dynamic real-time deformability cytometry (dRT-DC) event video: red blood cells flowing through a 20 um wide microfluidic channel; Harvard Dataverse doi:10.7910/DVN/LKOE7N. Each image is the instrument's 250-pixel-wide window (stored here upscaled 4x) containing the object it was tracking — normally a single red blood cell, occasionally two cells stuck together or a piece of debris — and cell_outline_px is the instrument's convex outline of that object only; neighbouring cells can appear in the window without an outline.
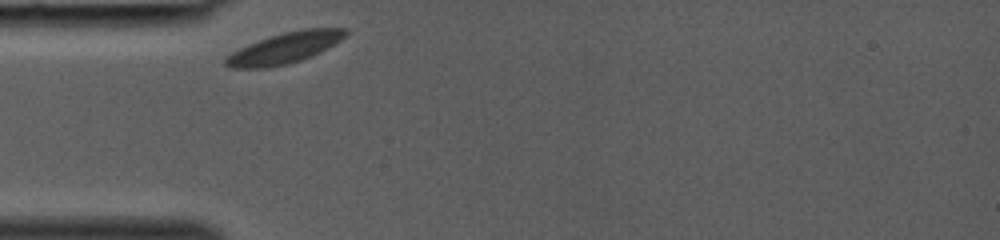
{"species": "common noctule bat (a hibernating species)", "species_latin": "Nyctalus noctula", "temperature_condition": "room temperature", "stored_images_in_passage": 24, "camera_frame_rate_fps": 3000, "um_per_image_px": 0.085, "animal": {"sex": "female", "body_mass_g": 19.0, "forearm_length_mm": 53.3}, "frame": {"image": 1, "passage_image": 1, "time_ms": 0.0, "image_size_px": [1000, 240], "cell_outline_px": [[348, 32], [340, 40], [320, 52], [312, 56], [288, 64], [264, 68], [232, 68], [224, 64], [224, 60], [232, 52], [240, 48], [260, 40], [284, 32], [304, 28], [348, 28]], "centroid_in_image_um": [24.21, 4.08], "position_along_channel_um": 60.8, "area_um2": 21.27}}
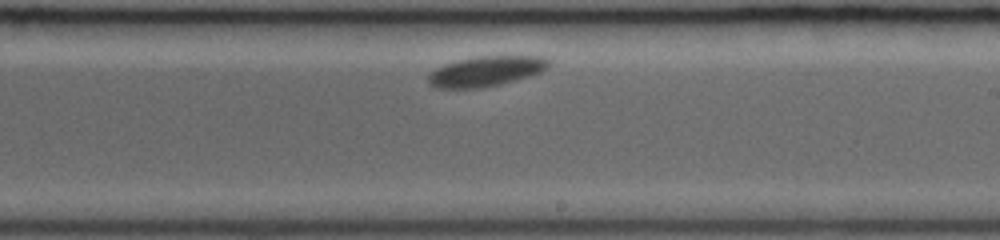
{"frame": {"image": 2, "passage_image": 14, "time_ms": 4.333, "image_size_px": [1000, 240], "cell_outline_px": [[552, 64], [548, 68], [540, 72], [516, 80], [500, 84], [480, 88], [436, 88], [428, 80], [428, 76], [436, 68], [444, 64], [456, 60], [476, 56], [544, 56], [552, 60]], "centroid_in_image_um": [41.36, 6.04], "position_along_channel_um": 247.6, "area_um2": 21.27}}
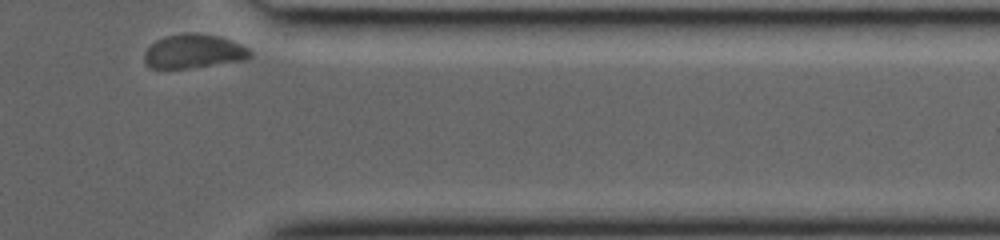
{"frame": {"image": 3, "passage_image": 24, "time_ms": 7.667, "image_size_px": [1000, 240], "cell_outline_px": [[252, 56], [248, 60], [188, 68], [152, 68], [144, 60], [144, 52], [156, 40], [164, 36], [188, 32], [220, 36], [240, 44], [248, 48], [252, 52]], "centroid_in_image_um": [16.5, 4.36], "position_along_channel_um": 394.9, "area_um2": 20.98}}